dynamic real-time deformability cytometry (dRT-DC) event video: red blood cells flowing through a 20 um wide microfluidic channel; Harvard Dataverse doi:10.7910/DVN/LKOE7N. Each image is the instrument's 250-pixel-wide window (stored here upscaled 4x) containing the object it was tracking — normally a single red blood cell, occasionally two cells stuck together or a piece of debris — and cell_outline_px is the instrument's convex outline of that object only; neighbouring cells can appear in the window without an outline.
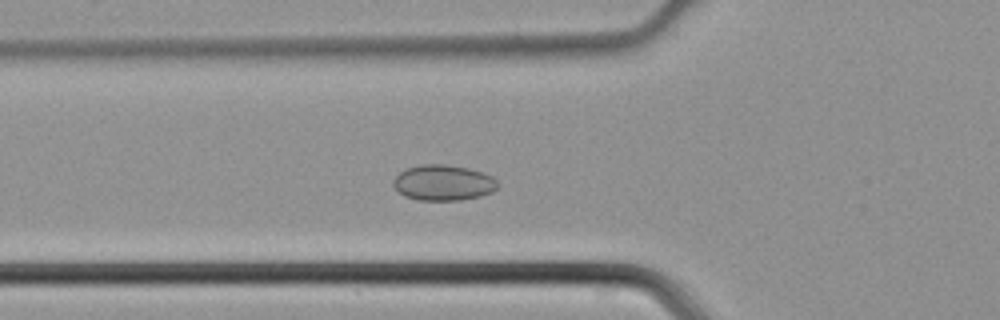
{"species": "common noctule bat (a hibernating species)", "species_latin": "Nyctalus noctula", "temperature_condition": "cold", "stored_images_in_passage": 37, "camera_frame_rate_fps": 3000, "um_per_image_px": 0.085, "animal": {"sex": "male", "body_mass_g": 21.5, "forearm_length_mm": 52.0}, "frame": {"image": 1, "passage_image": 8, "time_ms": 2.333, "image_size_px": [1000, 320], "cell_outline_px": [[496, 188], [492, 192], [480, 196], [460, 200], [420, 200], [404, 196], [392, 184], [392, 180], [400, 172], [408, 168], [420, 164], [444, 164], [468, 168], [492, 176], [496, 180]], "centroid_in_image_um": [37.65, 15.53], "position_along_channel_um": 88.1, "area_um2": 21.5}}
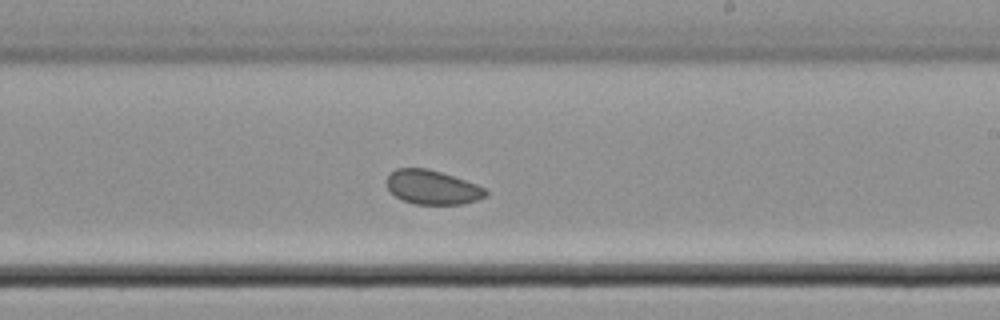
{"frame": {"image": 2, "passage_image": 19, "time_ms": 6.0, "image_size_px": [1000, 320], "cell_outline_px": [[488, 196], [476, 200], [460, 204], [416, 204], [404, 200], [396, 196], [384, 184], [384, 180], [388, 172], [396, 168], [428, 168], [476, 184], [484, 188], [488, 192]], "centroid_in_image_um": [36.69, 15.9], "position_along_channel_um": 252.3, "area_um2": 19.77}}
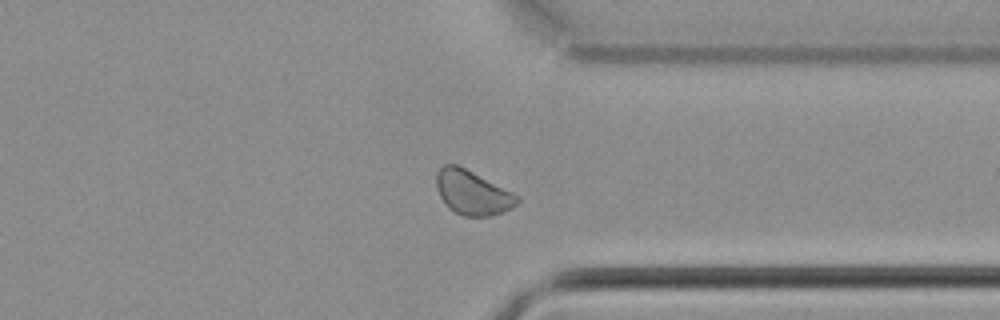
{"frame": {"image": 3, "passage_image": 27, "time_ms": 8.667, "image_size_px": [1000, 320], "cell_outline_px": [[520, 200], [512, 208], [492, 216], [464, 216], [448, 208], [444, 204], [436, 188], [436, 172], [444, 164], [456, 164], [520, 196]], "centroid_in_image_um": [40.13, 16.38], "position_along_channel_um": 371.3, "area_um2": 20.75}}